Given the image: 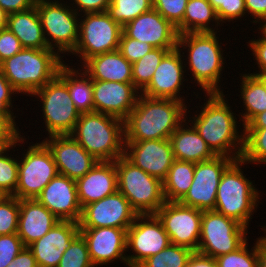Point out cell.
<instances>
[{"mask_svg": "<svg viewBox=\"0 0 266 267\" xmlns=\"http://www.w3.org/2000/svg\"><path fill=\"white\" fill-rule=\"evenodd\" d=\"M226 96L228 94L224 92L205 93V96L203 93L204 102L202 105L198 102L199 106L196 105L197 110L192 116L189 114L191 106L187 107L186 120L200 134L215 155L238 160L242 158L244 151L245 129L242 122L238 121L239 115L236 112L239 110L233 111L234 108L229 104Z\"/></svg>", "mask_w": 266, "mask_h": 267, "instance_id": "obj_1", "label": "cell"}, {"mask_svg": "<svg viewBox=\"0 0 266 267\" xmlns=\"http://www.w3.org/2000/svg\"><path fill=\"white\" fill-rule=\"evenodd\" d=\"M217 33H183L178 37L177 49L183 56L186 76L192 75L187 79H192L191 84H197L199 91L204 94L223 93L224 91L221 85L224 79L222 76L225 72L223 70L228 66L226 57L227 55L229 57L230 52L225 56L226 51L223 50L221 46L223 44L219 39L222 34Z\"/></svg>", "mask_w": 266, "mask_h": 267, "instance_id": "obj_2", "label": "cell"}, {"mask_svg": "<svg viewBox=\"0 0 266 267\" xmlns=\"http://www.w3.org/2000/svg\"><path fill=\"white\" fill-rule=\"evenodd\" d=\"M187 107L177 100L139 94L135 107L124 120V141L170 138L185 121Z\"/></svg>", "mask_w": 266, "mask_h": 267, "instance_id": "obj_3", "label": "cell"}, {"mask_svg": "<svg viewBox=\"0 0 266 267\" xmlns=\"http://www.w3.org/2000/svg\"><path fill=\"white\" fill-rule=\"evenodd\" d=\"M63 59L53 49L23 48L1 62L0 70L22 97H30L57 75Z\"/></svg>", "mask_w": 266, "mask_h": 267, "instance_id": "obj_4", "label": "cell"}, {"mask_svg": "<svg viewBox=\"0 0 266 267\" xmlns=\"http://www.w3.org/2000/svg\"><path fill=\"white\" fill-rule=\"evenodd\" d=\"M246 162L241 158L234 160L223 172L217 188L214 210L242 226L249 228L259 203L261 190H258L242 169ZM254 184V185H253Z\"/></svg>", "mask_w": 266, "mask_h": 267, "instance_id": "obj_5", "label": "cell"}, {"mask_svg": "<svg viewBox=\"0 0 266 267\" xmlns=\"http://www.w3.org/2000/svg\"><path fill=\"white\" fill-rule=\"evenodd\" d=\"M98 161L124 156V121L104 113H81L70 134Z\"/></svg>", "mask_w": 266, "mask_h": 267, "instance_id": "obj_6", "label": "cell"}, {"mask_svg": "<svg viewBox=\"0 0 266 267\" xmlns=\"http://www.w3.org/2000/svg\"><path fill=\"white\" fill-rule=\"evenodd\" d=\"M35 6L48 47L62 58L71 56L78 43L80 15L67 0H36Z\"/></svg>", "mask_w": 266, "mask_h": 267, "instance_id": "obj_7", "label": "cell"}, {"mask_svg": "<svg viewBox=\"0 0 266 267\" xmlns=\"http://www.w3.org/2000/svg\"><path fill=\"white\" fill-rule=\"evenodd\" d=\"M117 185L138 215L155 214L166 202L163 183L134 166L124 156L116 160Z\"/></svg>", "mask_w": 266, "mask_h": 267, "instance_id": "obj_8", "label": "cell"}, {"mask_svg": "<svg viewBox=\"0 0 266 267\" xmlns=\"http://www.w3.org/2000/svg\"><path fill=\"white\" fill-rule=\"evenodd\" d=\"M31 100L40 102L43 127L46 136L70 135L80 117L74 102L70 98L66 83L56 75L31 96ZM46 127V128H45Z\"/></svg>", "mask_w": 266, "mask_h": 267, "instance_id": "obj_9", "label": "cell"}, {"mask_svg": "<svg viewBox=\"0 0 266 267\" xmlns=\"http://www.w3.org/2000/svg\"><path fill=\"white\" fill-rule=\"evenodd\" d=\"M23 149L22 147L20 151L22 154L17 152L18 184L13 196L19 200L36 199L44 187L59 174L57 165L51 151L42 141H32L27 149Z\"/></svg>", "mask_w": 266, "mask_h": 267, "instance_id": "obj_10", "label": "cell"}, {"mask_svg": "<svg viewBox=\"0 0 266 267\" xmlns=\"http://www.w3.org/2000/svg\"><path fill=\"white\" fill-rule=\"evenodd\" d=\"M123 27L105 12L80 15L78 43L72 56L80 67L88 58L119 49Z\"/></svg>", "mask_w": 266, "mask_h": 267, "instance_id": "obj_11", "label": "cell"}, {"mask_svg": "<svg viewBox=\"0 0 266 267\" xmlns=\"http://www.w3.org/2000/svg\"><path fill=\"white\" fill-rule=\"evenodd\" d=\"M248 230L215 210L203 211L197 252L213 258L234 252L249 239Z\"/></svg>", "mask_w": 266, "mask_h": 267, "instance_id": "obj_12", "label": "cell"}, {"mask_svg": "<svg viewBox=\"0 0 266 267\" xmlns=\"http://www.w3.org/2000/svg\"><path fill=\"white\" fill-rule=\"evenodd\" d=\"M169 244L168 234L155 214L137 215L133 224L127 229L128 267H138Z\"/></svg>", "mask_w": 266, "mask_h": 267, "instance_id": "obj_13", "label": "cell"}, {"mask_svg": "<svg viewBox=\"0 0 266 267\" xmlns=\"http://www.w3.org/2000/svg\"><path fill=\"white\" fill-rule=\"evenodd\" d=\"M203 211L180 202L166 201L155 213L171 244L197 251L201 235Z\"/></svg>", "mask_w": 266, "mask_h": 267, "instance_id": "obj_14", "label": "cell"}, {"mask_svg": "<svg viewBox=\"0 0 266 267\" xmlns=\"http://www.w3.org/2000/svg\"><path fill=\"white\" fill-rule=\"evenodd\" d=\"M233 161V158L216 155L195 163L191 187L180 203L201 211L214 210L221 176Z\"/></svg>", "mask_w": 266, "mask_h": 267, "instance_id": "obj_15", "label": "cell"}, {"mask_svg": "<svg viewBox=\"0 0 266 267\" xmlns=\"http://www.w3.org/2000/svg\"><path fill=\"white\" fill-rule=\"evenodd\" d=\"M186 81V88L189 90L188 88L191 89L192 86L188 87L190 82H188L186 76L183 56L176 48L163 57L150 83L140 94L150 98L173 99L187 103V106H189L188 98L183 96L185 94ZM182 90L184 91L182 92Z\"/></svg>", "mask_w": 266, "mask_h": 267, "instance_id": "obj_16", "label": "cell"}, {"mask_svg": "<svg viewBox=\"0 0 266 267\" xmlns=\"http://www.w3.org/2000/svg\"><path fill=\"white\" fill-rule=\"evenodd\" d=\"M138 214L128 199L118 190L84 206L78 222L79 228L116 227L128 229Z\"/></svg>", "mask_w": 266, "mask_h": 267, "instance_id": "obj_17", "label": "cell"}, {"mask_svg": "<svg viewBox=\"0 0 266 267\" xmlns=\"http://www.w3.org/2000/svg\"><path fill=\"white\" fill-rule=\"evenodd\" d=\"M86 240L91 262L95 267L116 263H127V229L116 227L79 228Z\"/></svg>", "mask_w": 266, "mask_h": 267, "instance_id": "obj_18", "label": "cell"}, {"mask_svg": "<svg viewBox=\"0 0 266 267\" xmlns=\"http://www.w3.org/2000/svg\"><path fill=\"white\" fill-rule=\"evenodd\" d=\"M124 157L147 174L163 181L175 161L168 139L124 141Z\"/></svg>", "mask_w": 266, "mask_h": 267, "instance_id": "obj_19", "label": "cell"}, {"mask_svg": "<svg viewBox=\"0 0 266 267\" xmlns=\"http://www.w3.org/2000/svg\"><path fill=\"white\" fill-rule=\"evenodd\" d=\"M41 141L51 151L58 173L75 181L98 162L71 135L44 136Z\"/></svg>", "mask_w": 266, "mask_h": 267, "instance_id": "obj_20", "label": "cell"}, {"mask_svg": "<svg viewBox=\"0 0 266 267\" xmlns=\"http://www.w3.org/2000/svg\"><path fill=\"white\" fill-rule=\"evenodd\" d=\"M122 32L127 37L146 42L154 48H177V28L154 8L126 23Z\"/></svg>", "mask_w": 266, "mask_h": 267, "instance_id": "obj_21", "label": "cell"}, {"mask_svg": "<svg viewBox=\"0 0 266 267\" xmlns=\"http://www.w3.org/2000/svg\"><path fill=\"white\" fill-rule=\"evenodd\" d=\"M139 94L133 83L93 80L94 112L124 121L135 107Z\"/></svg>", "mask_w": 266, "mask_h": 267, "instance_id": "obj_22", "label": "cell"}, {"mask_svg": "<svg viewBox=\"0 0 266 267\" xmlns=\"http://www.w3.org/2000/svg\"><path fill=\"white\" fill-rule=\"evenodd\" d=\"M36 199L58 219L79 222L82 208L78 201L75 180L58 174Z\"/></svg>", "mask_w": 266, "mask_h": 267, "instance_id": "obj_23", "label": "cell"}, {"mask_svg": "<svg viewBox=\"0 0 266 267\" xmlns=\"http://www.w3.org/2000/svg\"><path fill=\"white\" fill-rule=\"evenodd\" d=\"M78 234V222L60 220L28 248L32 251L38 267H58L63 253Z\"/></svg>", "mask_w": 266, "mask_h": 267, "instance_id": "obj_24", "label": "cell"}, {"mask_svg": "<svg viewBox=\"0 0 266 267\" xmlns=\"http://www.w3.org/2000/svg\"><path fill=\"white\" fill-rule=\"evenodd\" d=\"M76 188L81 208L115 193L118 190L116 161H98L76 180Z\"/></svg>", "mask_w": 266, "mask_h": 267, "instance_id": "obj_25", "label": "cell"}, {"mask_svg": "<svg viewBox=\"0 0 266 267\" xmlns=\"http://www.w3.org/2000/svg\"><path fill=\"white\" fill-rule=\"evenodd\" d=\"M59 221L37 199H20L17 235L25 247L43 237Z\"/></svg>", "mask_w": 266, "mask_h": 267, "instance_id": "obj_26", "label": "cell"}, {"mask_svg": "<svg viewBox=\"0 0 266 267\" xmlns=\"http://www.w3.org/2000/svg\"><path fill=\"white\" fill-rule=\"evenodd\" d=\"M80 66L92 80L133 83L132 63L119 50L92 56Z\"/></svg>", "mask_w": 266, "mask_h": 267, "instance_id": "obj_27", "label": "cell"}, {"mask_svg": "<svg viewBox=\"0 0 266 267\" xmlns=\"http://www.w3.org/2000/svg\"><path fill=\"white\" fill-rule=\"evenodd\" d=\"M169 140L175 160L198 163L216 156L186 119L171 134Z\"/></svg>", "mask_w": 266, "mask_h": 267, "instance_id": "obj_28", "label": "cell"}, {"mask_svg": "<svg viewBox=\"0 0 266 267\" xmlns=\"http://www.w3.org/2000/svg\"><path fill=\"white\" fill-rule=\"evenodd\" d=\"M66 61L60 66L57 75L66 83L70 98L79 113L94 112L93 80L80 66H72ZM71 64V65H70Z\"/></svg>", "mask_w": 266, "mask_h": 267, "instance_id": "obj_29", "label": "cell"}, {"mask_svg": "<svg viewBox=\"0 0 266 267\" xmlns=\"http://www.w3.org/2000/svg\"><path fill=\"white\" fill-rule=\"evenodd\" d=\"M7 27L20 40L23 48L50 49L44 37L36 6L8 15Z\"/></svg>", "mask_w": 266, "mask_h": 267, "instance_id": "obj_30", "label": "cell"}, {"mask_svg": "<svg viewBox=\"0 0 266 267\" xmlns=\"http://www.w3.org/2000/svg\"><path fill=\"white\" fill-rule=\"evenodd\" d=\"M240 73V88L237 90L241 96L239 99V104L236 108L242 107L243 109L239 112V120L242 122V125L245 127L257 114L266 111V88L264 84L255 76L247 73ZM242 102V103H241ZM243 104V105H242ZM241 116V117H240Z\"/></svg>", "mask_w": 266, "mask_h": 267, "instance_id": "obj_31", "label": "cell"}, {"mask_svg": "<svg viewBox=\"0 0 266 267\" xmlns=\"http://www.w3.org/2000/svg\"><path fill=\"white\" fill-rule=\"evenodd\" d=\"M221 26L216 10L208 0H188L183 21L176 28L180 35L200 32L219 33L222 31Z\"/></svg>", "mask_w": 266, "mask_h": 267, "instance_id": "obj_32", "label": "cell"}, {"mask_svg": "<svg viewBox=\"0 0 266 267\" xmlns=\"http://www.w3.org/2000/svg\"><path fill=\"white\" fill-rule=\"evenodd\" d=\"M195 163L175 160L163 183L165 201L180 202L191 187Z\"/></svg>", "mask_w": 266, "mask_h": 267, "instance_id": "obj_33", "label": "cell"}, {"mask_svg": "<svg viewBox=\"0 0 266 267\" xmlns=\"http://www.w3.org/2000/svg\"><path fill=\"white\" fill-rule=\"evenodd\" d=\"M24 134L25 132L15 145L9 147L0 155V196H13L15 194L18 184V156L14 154L16 151L14 149L22 147V145L23 147L25 145L26 147L28 146V141H26L27 138H25Z\"/></svg>", "mask_w": 266, "mask_h": 267, "instance_id": "obj_34", "label": "cell"}, {"mask_svg": "<svg viewBox=\"0 0 266 267\" xmlns=\"http://www.w3.org/2000/svg\"><path fill=\"white\" fill-rule=\"evenodd\" d=\"M171 50L174 49L153 48L132 64L133 85L140 93L148 86L161 60Z\"/></svg>", "mask_w": 266, "mask_h": 267, "instance_id": "obj_35", "label": "cell"}, {"mask_svg": "<svg viewBox=\"0 0 266 267\" xmlns=\"http://www.w3.org/2000/svg\"><path fill=\"white\" fill-rule=\"evenodd\" d=\"M242 159L255 166L266 165V128H244Z\"/></svg>", "mask_w": 266, "mask_h": 267, "instance_id": "obj_36", "label": "cell"}, {"mask_svg": "<svg viewBox=\"0 0 266 267\" xmlns=\"http://www.w3.org/2000/svg\"><path fill=\"white\" fill-rule=\"evenodd\" d=\"M152 8V0H111L107 13L123 27Z\"/></svg>", "mask_w": 266, "mask_h": 267, "instance_id": "obj_37", "label": "cell"}, {"mask_svg": "<svg viewBox=\"0 0 266 267\" xmlns=\"http://www.w3.org/2000/svg\"><path fill=\"white\" fill-rule=\"evenodd\" d=\"M193 251L187 247L169 244L158 254L151 255L138 267H186Z\"/></svg>", "mask_w": 266, "mask_h": 267, "instance_id": "obj_38", "label": "cell"}, {"mask_svg": "<svg viewBox=\"0 0 266 267\" xmlns=\"http://www.w3.org/2000/svg\"><path fill=\"white\" fill-rule=\"evenodd\" d=\"M248 241L236 251L215 258L218 267H259V237L252 247Z\"/></svg>", "mask_w": 266, "mask_h": 267, "instance_id": "obj_39", "label": "cell"}, {"mask_svg": "<svg viewBox=\"0 0 266 267\" xmlns=\"http://www.w3.org/2000/svg\"><path fill=\"white\" fill-rule=\"evenodd\" d=\"M58 267H95L91 262L86 240L80 233L63 253Z\"/></svg>", "mask_w": 266, "mask_h": 267, "instance_id": "obj_40", "label": "cell"}, {"mask_svg": "<svg viewBox=\"0 0 266 267\" xmlns=\"http://www.w3.org/2000/svg\"><path fill=\"white\" fill-rule=\"evenodd\" d=\"M20 200L15 196H0V235L16 234Z\"/></svg>", "mask_w": 266, "mask_h": 267, "instance_id": "obj_41", "label": "cell"}, {"mask_svg": "<svg viewBox=\"0 0 266 267\" xmlns=\"http://www.w3.org/2000/svg\"><path fill=\"white\" fill-rule=\"evenodd\" d=\"M208 2L216 10L217 17L222 26H224V23L225 26H228L231 22L234 24L239 20L241 22L245 18H248L245 0H208ZM227 22L228 24L226 25Z\"/></svg>", "mask_w": 266, "mask_h": 267, "instance_id": "obj_42", "label": "cell"}, {"mask_svg": "<svg viewBox=\"0 0 266 267\" xmlns=\"http://www.w3.org/2000/svg\"><path fill=\"white\" fill-rule=\"evenodd\" d=\"M188 0H152L153 8L177 27L184 18Z\"/></svg>", "mask_w": 266, "mask_h": 267, "instance_id": "obj_43", "label": "cell"}, {"mask_svg": "<svg viewBox=\"0 0 266 267\" xmlns=\"http://www.w3.org/2000/svg\"><path fill=\"white\" fill-rule=\"evenodd\" d=\"M259 31V32H258ZM254 33L258 32V38L254 39L255 37H253L252 39L248 40V42H246L247 46L246 48H249L252 52H248L250 55L254 56L253 57V62L255 63V65L257 64L256 68L253 69L255 70V72L253 71L251 73V71H249L248 73L251 75H260V74H265L266 73V28H257L256 31H253ZM259 69V70H258Z\"/></svg>", "mask_w": 266, "mask_h": 267, "instance_id": "obj_44", "label": "cell"}, {"mask_svg": "<svg viewBox=\"0 0 266 267\" xmlns=\"http://www.w3.org/2000/svg\"><path fill=\"white\" fill-rule=\"evenodd\" d=\"M17 95L20 96L0 70V113L6 114L18 126L16 122V120L18 121V119H16L18 116L16 113L14 115V110L17 109L18 112L20 108H18V105L13 104L15 98L18 97ZM16 106L17 108H14Z\"/></svg>", "mask_w": 266, "mask_h": 267, "instance_id": "obj_45", "label": "cell"}, {"mask_svg": "<svg viewBox=\"0 0 266 267\" xmlns=\"http://www.w3.org/2000/svg\"><path fill=\"white\" fill-rule=\"evenodd\" d=\"M154 47L146 42H141L127 37L123 32L120 37L119 51L130 62L134 63L150 52Z\"/></svg>", "mask_w": 266, "mask_h": 267, "instance_id": "obj_46", "label": "cell"}, {"mask_svg": "<svg viewBox=\"0 0 266 267\" xmlns=\"http://www.w3.org/2000/svg\"><path fill=\"white\" fill-rule=\"evenodd\" d=\"M24 247L17 233L0 235V267H7Z\"/></svg>", "mask_w": 266, "mask_h": 267, "instance_id": "obj_47", "label": "cell"}, {"mask_svg": "<svg viewBox=\"0 0 266 267\" xmlns=\"http://www.w3.org/2000/svg\"><path fill=\"white\" fill-rule=\"evenodd\" d=\"M23 49L20 40L8 27L0 30V63Z\"/></svg>", "mask_w": 266, "mask_h": 267, "instance_id": "obj_48", "label": "cell"}, {"mask_svg": "<svg viewBox=\"0 0 266 267\" xmlns=\"http://www.w3.org/2000/svg\"><path fill=\"white\" fill-rule=\"evenodd\" d=\"M245 7L248 21L259 28L266 27V0H245ZM255 23V24H254Z\"/></svg>", "mask_w": 266, "mask_h": 267, "instance_id": "obj_49", "label": "cell"}, {"mask_svg": "<svg viewBox=\"0 0 266 267\" xmlns=\"http://www.w3.org/2000/svg\"><path fill=\"white\" fill-rule=\"evenodd\" d=\"M68 2L81 15L85 13L105 12L108 10L111 0H68Z\"/></svg>", "mask_w": 266, "mask_h": 267, "instance_id": "obj_50", "label": "cell"}, {"mask_svg": "<svg viewBox=\"0 0 266 267\" xmlns=\"http://www.w3.org/2000/svg\"><path fill=\"white\" fill-rule=\"evenodd\" d=\"M21 129L6 114L0 113V141H18Z\"/></svg>", "mask_w": 266, "mask_h": 267, "instance_id": "obj_51", "label": "cell"}, {"mask_svg": "<svg viewBox=\"0 0 266 267\" xmlns=\"http://www.w3.org/2000/svg\"><path fill=\"white\" fill-rule=\"evenodd\" d=\"M36 0H0V7L8 14L22 12L35 6Z\"/></svg>", "mask_w": 266, "mask_h": 267, "instance_id": "obj_52", "label": "cell"}, {"mask_svg": "<svg viewBox=\"0 0 266 267\" xmlns=\"http://www.w3.org/2000/svg\"><path fill=\"white\" fill-rule=\"evenodd\" d=\"M7 267H38L32 251L24 247Z\"/></svg>", "mask_w": 266, "mask_h": 267, "instance_id": "obj_53", "label": "cell"}, {"mask_svg": "<svg viewBox=\"0 0 266 267\" xmlns=\"http://www.w3.org/2000/svg\"><path fill=\"white\" fill-rule=\"evenodd\" d=\"M186 267H218V264L215 258L193 251Z\"/></svg>", "mask_w": 266, "mask_h": 267, "instance_id": "obj_54", "label": "cell"}, {"mask_svg": "<svg viewBox=\"0 0 266 267\" xmlns=\"http://www.w3.org/2000/svg\"><path fill=\"white\" fill-rule=\"evenodd\" d=\"M244 128H266V111L257 114Z\"/></svg>", "mask_w": 266, "mask_h": 267, "instance_id": "obj_55", "label": "cell"}, {"mask_svg": "<svg viewBox=\"0 0 266 267\" xmlns=\"http://www.w3.org/2000/svg\"><path fill=\"white\" fill-rule=\"evenodd\" d=\"M259 267H266V238L259 237Z\"/></svg>", "mask_w": 266, "mask_h": 267, "instance_id": "obj_56", "label": "cell"}, {"mask_svg": "<svg viewBox=\"0 0 266 267\" xmlns=\"http://www.w3.org/2000/svg\"><path fill=\"white\" fill-rule=\"evenodd\" d=\"M8 14L0 7V30L7 28Z\"/></svg>", "mask_w": 266, "mask_h": 267, "instance_id": "obj_57", "label": "cell"}, {"mask_svg": "<svg viewBox=\"0 0 266 267\" xmlns=\"http://www.w3.org/2000/svg\"><path fill=\"white\" fill-rule=\"evenodd\" d=\"M17 141H0V155L5 152L9 147L16 144Z\"/></svg>", "mask_w": 266, "mask_h": 267, "instance_id": "obj_58", "label": "cell"}, {"mask_svg": "<svg viewBox=\"0 0 266 267\" xmlns=\"http://www.w3.org/2000/svg\"><path fill=\"white\" fill-rule=\"evenodd\" d=\"M265 86L266 88V73L265 74H260V75H255Z\"/></svg>", "mask_w": 266, "mask_h": 267, "instance_id": "obj_59", "label": "cell"}, {"mask_svg": "<svg viewBox=\"0 0 266 267\" xmlns=\"http://www.w3.org/2000/svg\"><path fill=\"white\" fill-rule=\"evenodd\" d=\"M260 227H262L260 230L264 231L263 236L266 238V225H261Z\"/></svg>", "mask_w": 266, "mask_h": 267, "instance_id": "obj_60", "label": "cell"}]
</instances>
